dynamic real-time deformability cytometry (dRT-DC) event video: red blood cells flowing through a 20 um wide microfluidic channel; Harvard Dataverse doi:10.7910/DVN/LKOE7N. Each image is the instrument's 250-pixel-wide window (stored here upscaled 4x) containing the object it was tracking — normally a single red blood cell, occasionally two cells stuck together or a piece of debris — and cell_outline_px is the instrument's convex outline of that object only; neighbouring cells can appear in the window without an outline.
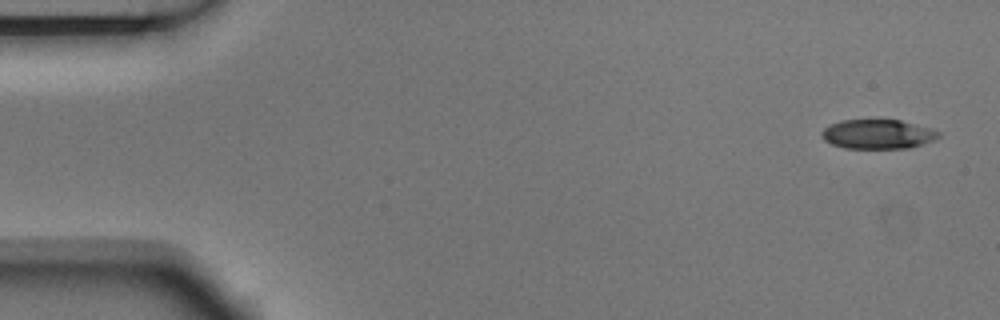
{"species": "Egyptian fruit bat (a non-hibernating species)", "species_latin": "Rousettus aegyptiacus", "temperature_condition": "room temperature", "stored_images_in_passage": 8, "camera_frame_rate_fps": 3000, "um_per_image_px": 0.085, "animal": {"sex": "male"}, "frame": {"image": 1, "passage_image": 1, "time_ms": 0.0, "image_size_px": [1000, 320], "cell_outline_px": [[940, 136], [932, 140], [908, 148], [844, 148], [832, 144], [824, 140], [820, 136], [820, 132], [824, 128], [840, 120], [900, 120], [928, 128], [940, 132]], "centroid_in_image_um": [74.55, 11.4], "position_along_channel_um": 10.5, "area_um2": 19.77}}
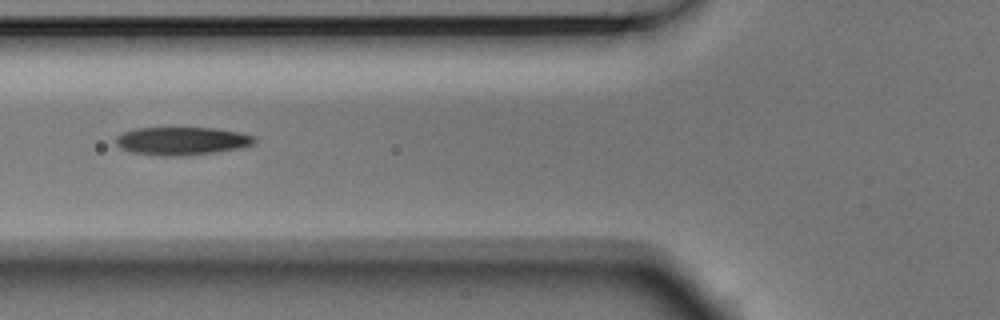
{"frame": {"image": 2, "passage_image": 6, "time_ms": 1.667, "image_size_px": [1000, 320], "cell_outline_px": [[256, 144], [240, 148], [216, 152], [188, 156], [160, 156], [132, 152], [120, 148], [116, 144], [116, 136], [124, 132], [136, 128], [212, 128], [240, 132], [256, 136]], "centroid_in_image_um": [15.49, 11.99], "position_along_channel_um": 110.3, "area_um2": 22.89}}
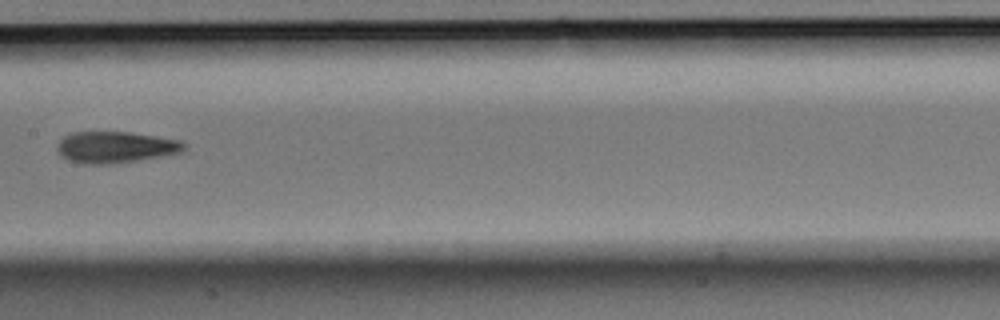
{"frame": {"image": 3, "passage_image": 8, "time_ms": 2.333, "image_size_px": [1000, 320], "cell_outline_px": [[188, 144], [180, 152], [160, 156], [136, 160], [108, 164], [84, 164], [68, 160], [60, 156], [56, 148], [60, 140], [64, 136], [72, 132], [128, 132], [156, 136], [180, 140]], "centroid_in_image_um": [9.78, 12.5], "position_along_channel_um": 197.6, "area_um2": 23.12}}